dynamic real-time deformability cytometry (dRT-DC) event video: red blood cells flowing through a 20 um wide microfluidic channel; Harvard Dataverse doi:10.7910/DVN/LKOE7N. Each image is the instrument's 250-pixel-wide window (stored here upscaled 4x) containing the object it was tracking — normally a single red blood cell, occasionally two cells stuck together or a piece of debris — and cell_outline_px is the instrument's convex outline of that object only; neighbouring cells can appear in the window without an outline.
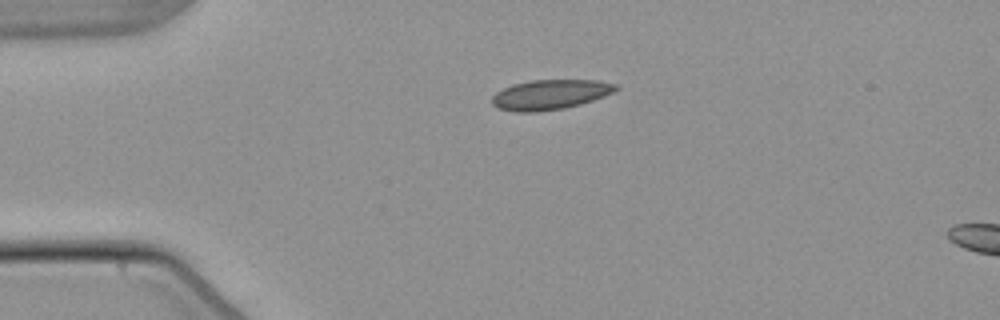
{"species": "common noctule bat (a hibernating species)", "species_latin": "Nyctalus noctula", "temperature_condition": "warm", "stored_images_in_passage": 5, "camera_frame_rate_fps": 3000, "um_per_image_px": 0.085, "animal": {"sex": "male", "body_mass_g": 21.5, "forearm_length_mm": 52.0}, "frame": {"image": 1, "passage_image": 1, "time_ms": 0.0, "image_size_px": [1000, 320], "cell_outline_px": [[620, 88], [604, 96], [580, 104], [564, 108], [536, 112], [516, 112], [496, 108], [492, 104], [492, 96], [496, 92], [512, 84], [532, 80], [596, 80], [616, 84]], "centroid_in_image_um": [46.73, 8.04], "position_along_channel_um": 38.3, "area_um2": 21.56}}